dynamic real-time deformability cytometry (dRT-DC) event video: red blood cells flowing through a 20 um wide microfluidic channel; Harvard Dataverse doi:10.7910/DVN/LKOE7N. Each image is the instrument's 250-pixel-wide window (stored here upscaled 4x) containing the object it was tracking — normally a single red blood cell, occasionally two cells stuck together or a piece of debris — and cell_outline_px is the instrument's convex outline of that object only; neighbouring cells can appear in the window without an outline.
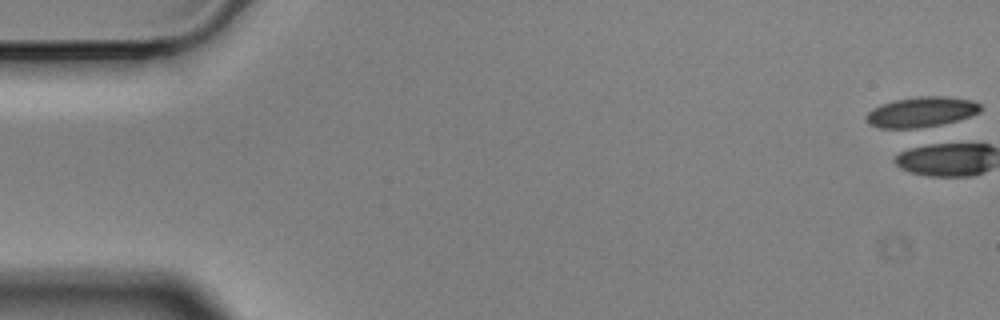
{"species": "Egyptian fruit bat (a non-hibernating species)", "species_latin": "Rousettus aegyptiacus", "temperature_condition": "cold", "stored_images_in_passage": 1, "camera_frame_rate_fps": 3000, "um_per_image_px": 0.085, "animal": {"sex": "male"}, "frame": {"image": 1, "passage_image": 1, "time_ms": 0.0, "image_size_px": [1000, 320], "cell_outline_px": [[984, 108], [980, 112], [932, 128], [908, 132], [880, 128], [868, 124], [864, 120], [864, 116], [872, 108], [880, 104], [892, 100], [916, 96], [944, 96], [972, 100], [980, 104]], "centroid_in_image_um": [78.23, 9.58], "position_along_channel_um": 6.8, "area_um2": 21.44}}